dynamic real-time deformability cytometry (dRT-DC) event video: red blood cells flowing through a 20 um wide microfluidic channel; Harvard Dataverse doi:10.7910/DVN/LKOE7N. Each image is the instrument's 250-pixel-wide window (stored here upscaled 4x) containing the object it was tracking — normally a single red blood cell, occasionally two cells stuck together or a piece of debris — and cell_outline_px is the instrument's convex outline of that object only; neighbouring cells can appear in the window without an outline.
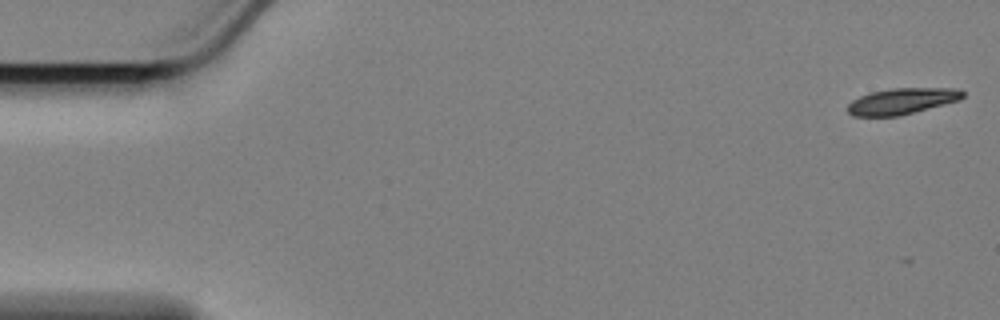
{"species": "Egyptian fruit bat (a non-hibernating species)", "species_latin": "Rousettus aegyptiacus", "temperature_condition": "cold", "stored_images_in_passage": 12, "camera_frame_rate_fps": 3000, "um_per_image_px": 0.085, "animal": {"sex": "female"}, "frame": {"image": 1, "passage_image": 1, "time_ms": 0.0, "image_size_px": [1000, 320], "cell_outline_px": [[964, 96], [960, 100], [900, 116], [852, 116], [848, 112], [848, 104], [852, 100], [860, 96], [872, 92], [892, 88], [956, 88], [964, 92]], "centroid_in_image_um": [76.67, 8.6], "position_along_channel_um": 8.3, "area_um2": 17.51}}